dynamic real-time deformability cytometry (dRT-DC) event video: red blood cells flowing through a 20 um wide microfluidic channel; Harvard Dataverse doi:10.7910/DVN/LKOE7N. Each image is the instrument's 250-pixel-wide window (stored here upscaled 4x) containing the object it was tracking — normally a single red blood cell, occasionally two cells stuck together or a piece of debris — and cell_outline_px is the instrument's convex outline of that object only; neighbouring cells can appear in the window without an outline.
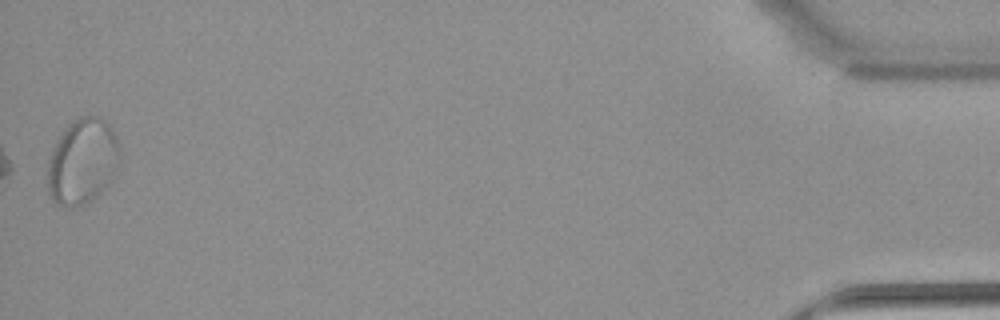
{"species": "common noctule bat (a hibernating species)", "species_latin": "Nyctalus noctula", "temperature_condition": "warm", "stored_images_in_passage": 36, "segment_of_instrument_passage": [2, 2], "camera_frame_rate_fps": 3000, "um_per_image_px": 0.085, "animal": {"sex": "female", "body_mass_g": 22.7, "forearm_length_mm": 54.2}, "frame": {"image": 1, "passage_image": 36, "time_ms": 11.667, "image_size_px": [1000, 320], "cell_outline_px": [[120, 164], [112, 180], [92, 200], [84, 204], [72, 208], [64, 208], [56, 204], [52, 200], [48, 192], [48, 164], [56, 140], [64, 128], [72, 120], [80, 116], [100, 116], [112, 128], [116, 136], [120, 148]], "centroid_in_image_um": [7.02, 13.73], "position_along_channel_um": 428.2, "area_um2": 36.59}}